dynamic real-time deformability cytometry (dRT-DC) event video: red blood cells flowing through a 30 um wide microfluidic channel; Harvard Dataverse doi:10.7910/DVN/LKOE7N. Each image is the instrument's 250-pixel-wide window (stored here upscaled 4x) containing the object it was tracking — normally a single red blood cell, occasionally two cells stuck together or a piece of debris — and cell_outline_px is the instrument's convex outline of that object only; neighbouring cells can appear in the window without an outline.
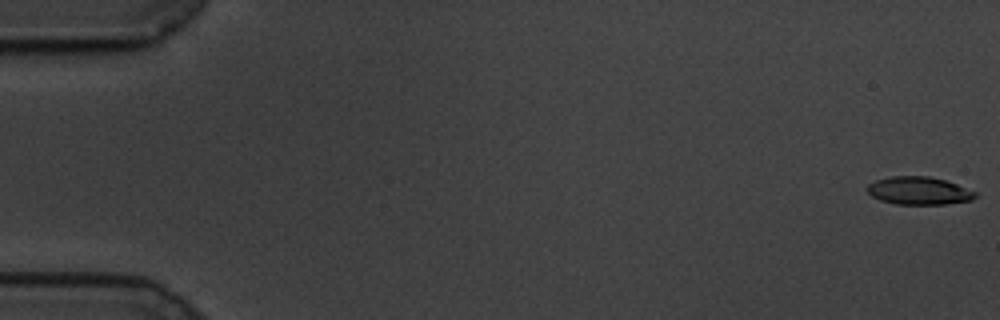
{"species": "common noctule bat (a hibernating species)", "species_latin": "Nyctalus noctula", "temperature_condition": "cold", "stored_images_in_passage": 59, "camera_frame_rate_fps": 3000, "um_per_image_px": 0.085, "animal": {"sex": "male", "body_mass_g": 19.5, "forearm_length_mm": 54.6}, "frame": {"image": 1, "passage_image": 1, "time_ms": 0.0, "image_size_px": [1000, 320], "cell_outline_px": [[976, 196], [972, 200], [944, 204], [896, 204], [880, 200], [872, 196], [868, 192], [868, 184], [876, 180], [892, 176], [928, 176], [944, 180], [956, 184], [976, 192]], "centroid_in_image_um": [78.1, 16.21], "position_along_channel_um": 6.9, "area_um2": 17.34}}
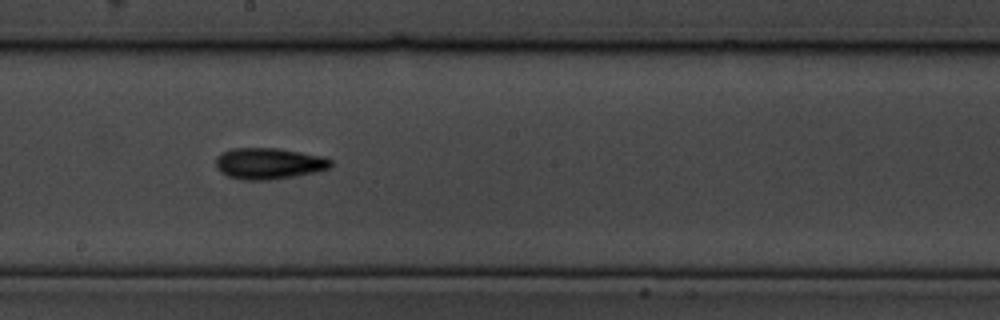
{"frame": {"image": 2, "passage_image": 33, "time_ms": 10.667, "image_size_px": [1000, 320], "cell_outline_px": [[332, 164], [328, 168], [316, 172], [268, 180], [240, 180], [228, 176], [220, 172], [216, 168], [216, 156], [220, 152], [232, 148], [276, 148], [324, 156], [332, 160]], "centroid_in_image_um": [22.81, 13.89], "position_along_channel_um": 225.4, "area_um2": 21.04}}
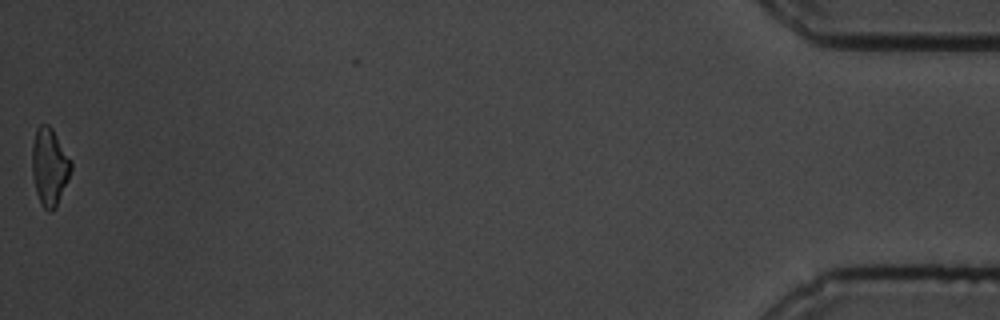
{"frame": {"image": 3, "passage_image": 59, "time_ms": 19.333, "image_size_px": [1000, 320], "cell_outline_px": [[72, 168], [68, 180], [56, 208], [52, 212], [48, 212], [40, 204], [36, 192], [32, 176], [32, 148], [36, 128], [40, 124], [48, 124], [52, 128], [72, 160]], "centroid_in_image_um": [4.21, 14.19], "position_along_channel_um": 431.0, "area_um2": 17.86}, "authors_computed_cell_mechanics": {"area_um2": 18.6116, "velocity_mm_per_s": 3.4525, "shape_relaxation_time_tau1_ms": 6.058, "shape_relaxation_time_tau2_ms": null, "deformation_change_tau1": 0.1873, "deformation_change_tau2": null}}